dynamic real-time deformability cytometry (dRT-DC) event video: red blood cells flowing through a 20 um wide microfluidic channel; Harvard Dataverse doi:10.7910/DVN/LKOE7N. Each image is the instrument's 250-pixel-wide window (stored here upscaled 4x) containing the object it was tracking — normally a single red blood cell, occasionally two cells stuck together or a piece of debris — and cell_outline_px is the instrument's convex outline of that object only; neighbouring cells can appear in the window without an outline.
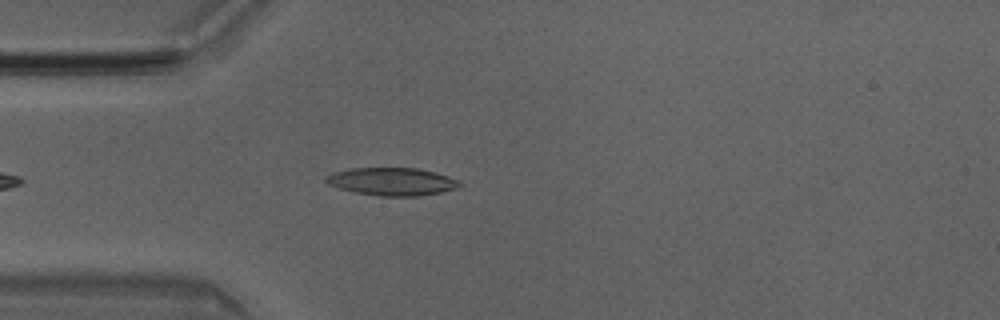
{"species": "Egyptian fruit bat (a non-hibernating species)", "species_latin": "Rousettus aegyptiacus", "temperature_condition": "room temperature", "stored_images_in_passage": 33, "camera_frame_rate_fps": 3000, "um_per_image_px": 0.085, "animal": {"sex": "male"}, "frame": {"image": 1, "passage_image": 5, "time_ms": 1.333, "image_size_px": [1000, 320], "cell_outline_px": [[464, 184], [456, 188], [440, 192], [420, 196], [380, 196], [356, 192], [340, 188], [328, 184], [324, 180], [324, 176], [332, 172], [352, 168], [416, 168], [436, 172], [448, 176]], "centroid_in_image_um": [33.3, 15.43], "position_along_channel_um": 51.7, "area_um2": 21.62}}
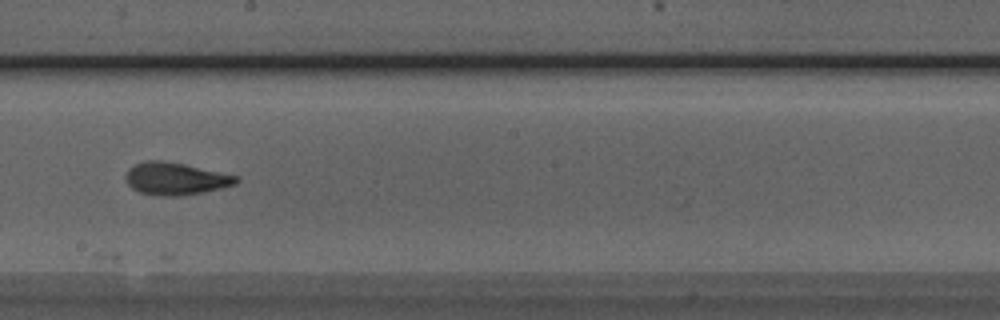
{"frame": {"image": 2, "passage_image": 19, "time_ms": 6.0, "image_size_px": [1000, 320], "cell_outline_px": [[240, 180], [236, 184], [204, 192], [180, 196], [160, 196], [140, 192], [132, 188], [128, 184], [124, 176], [128, 168], [144, 160], [164, 160], [184, 164], [240, 176]], "centroid_in_image_um": [14.92, 15.18], "position_along_channel_um": 233.3, "area_um2": 21.04}}
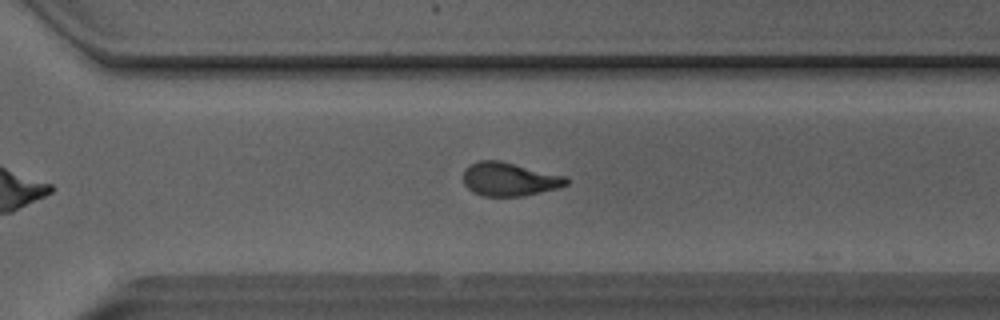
{"frame": {"image": 3, "passage_image": 26, "time_ms": 8.333, "image_size_px": [1000, 320], "cell_outline_px": [[568, 184], [556, 188], [520, 196], [484, 196], [472, 192], [464, 184], [464, 168], [476, 160], [500, 160], [568, 176]], "centroid_in_image_um": [43.28, 15.21], "position_along_channel_um": 327.3, "area_um2": 20.23}, "authors_computed_cell_mechanics": {"area_um2": 20.5768, "velocity_mm_per_s": 4.0421, "shape_relaxation_time_tau1_ms": 5.7265, "shape_relaxation_time_tau2_ms": 1.6805, "deformation_change_tau1": 0.2127, "deformation_change_tau2": 0.0838}}